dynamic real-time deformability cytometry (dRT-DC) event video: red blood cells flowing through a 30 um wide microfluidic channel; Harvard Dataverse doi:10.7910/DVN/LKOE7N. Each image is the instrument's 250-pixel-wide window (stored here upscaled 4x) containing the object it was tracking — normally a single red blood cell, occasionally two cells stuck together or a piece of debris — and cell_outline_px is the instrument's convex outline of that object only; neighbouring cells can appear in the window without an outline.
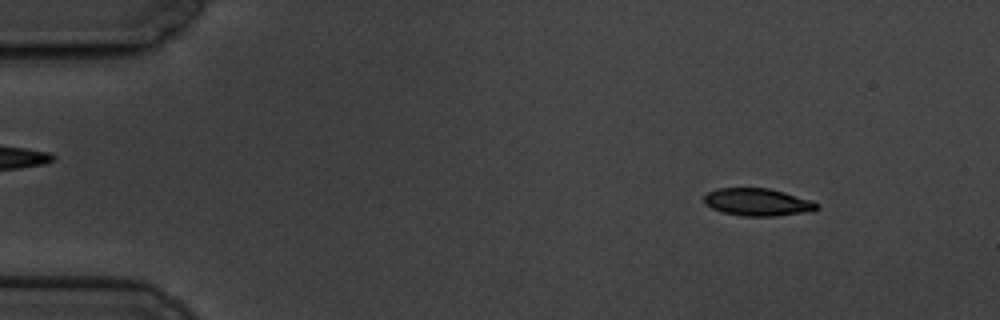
{"species": "common noctule bat (a hibernating species)", "species_latin": "Nyctalus noctula", "temperature_condition": "cold", "stored_images_in_passage": 5, "camera_frame_rate_fps": 3000, "um_per_image_px": 0.085, "animal": {"sex": "male", "body_mass_g": 19.5, "forearm_length_mm": 54.6}, "frame": {"image": 1, "passage_image": 2, "time_ms": 1.333, "image_size_px": [1000, 320], "cell_outline_px": [[820, 208], [804, 212], [772, 216], [744, 216], [724, 212], [712, 208], [704, 204], [704, 196], [708, 192], [716, 188], [768, 188], [784, 192], [820, 204]], "centroid_in_image_um": [64.35, 17.17], "position_along_channel_um": 20.6, "area_um2": 17.8}}